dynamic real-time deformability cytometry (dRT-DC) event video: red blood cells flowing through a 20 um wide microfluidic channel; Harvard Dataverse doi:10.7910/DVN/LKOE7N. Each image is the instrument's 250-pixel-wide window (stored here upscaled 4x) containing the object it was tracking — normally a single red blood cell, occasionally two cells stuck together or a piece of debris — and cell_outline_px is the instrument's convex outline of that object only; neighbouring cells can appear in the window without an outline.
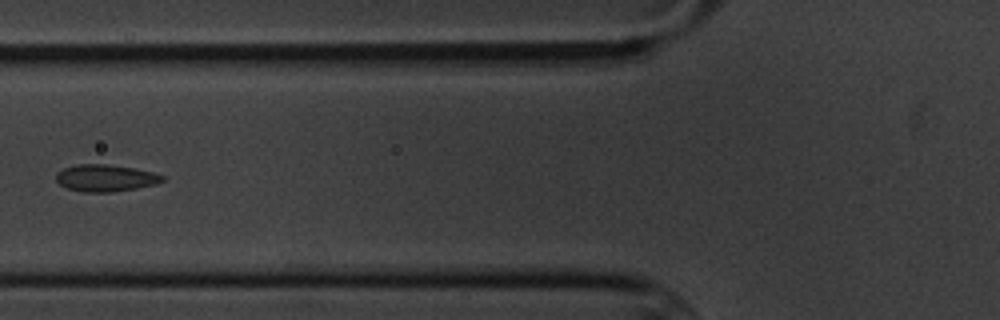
{"species": "common noctule bat (a hibernating species)", "species_latin": "Nyctalus noctula", "temperature_condition": "cold", "stored_images_in_passage": 10, "camera_frame_rate_fps": 3000, "um_per_image_px": 0.085, "animal": {"sex": "male", "body_mass_g": 20.1, "forearm_length_mm": 53.5}, "frame": {"image": 1, "passage_image": 5, "time_ms": 4.667, "image_size_px": [1000, 320], "cell_outline_px": [[164, 180], [156, 184], [136, 188], [112, 192], [80, 192], [68, 188], [60, 184], [56, 180], [56, 172], [64, 168], [76, 164], [108, 164], [132, 168], [152, 172], [164, 176]], "centroid_in_image_um": [8.94, 15.13], "position_along_channel_um": 116.9, "area_um2": 16.65}}
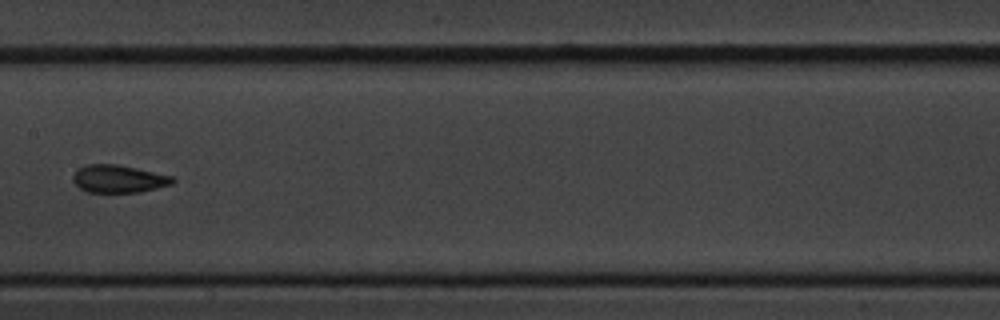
{"frame": {"image": 2, "passage_image": 7, "time_ms": 7.0, "image_size_px": [1000, 320], "cell_outline_px": [[176, 180], [172, 184], [140, 192], [88, 192], [80, 188], [72, 180], [72, 176], [76, 168], [88, 164], [116, 164], [136, 168], [172, 176]], "centroid_in_image_um": [10.05, 15.19], "position_along_channel_um": 197.4, "area_um2": 16.07}}
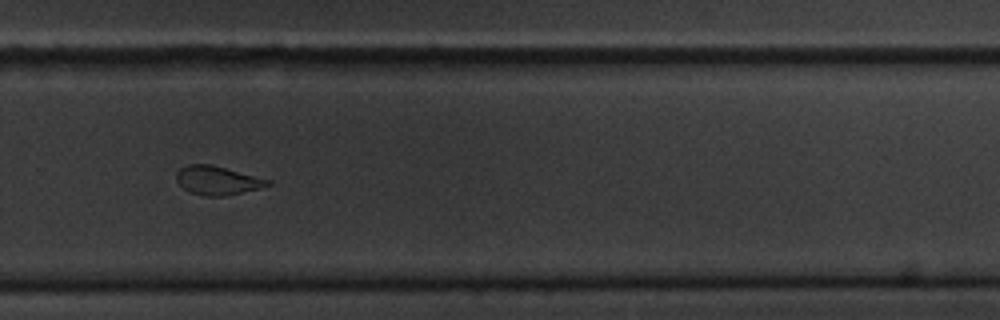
{"frame": {"image": 3, "passage_image": 10, "time_ms": 10.333, "image_size_px": [1000, 320], "cell_outline_px": [[272, 184], [260, 188], [224, 196], [204, 196], [192, 192], [184, 188], [176, 180], [176, 172], [180, 168], [188, 164], [212, 164], [272, 180]], "centroid_in_image_um": [18.5, 15.32], "position_along_channel_um": 311.3, "area_um2": 15.32}}